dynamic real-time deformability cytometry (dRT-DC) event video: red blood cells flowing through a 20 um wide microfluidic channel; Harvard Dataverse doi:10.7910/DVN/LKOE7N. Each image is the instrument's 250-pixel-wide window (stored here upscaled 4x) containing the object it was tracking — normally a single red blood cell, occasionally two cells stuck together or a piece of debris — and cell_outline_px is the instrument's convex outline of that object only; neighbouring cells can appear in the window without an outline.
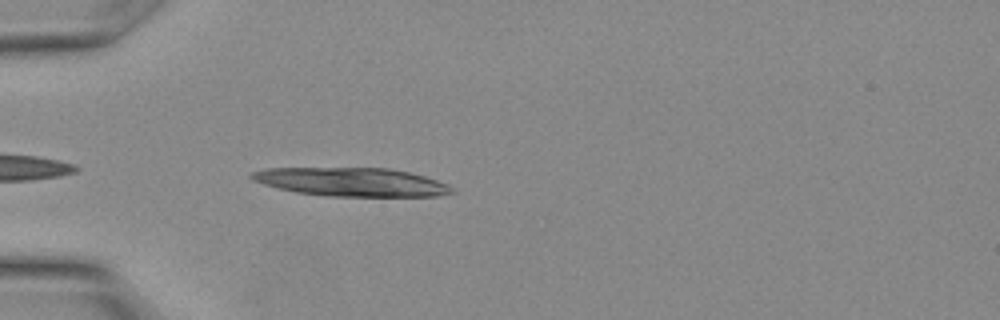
{"species": "Egyptian fruit bat (a non-hibernating species)", "species_latin": "Rousettus aegyptiacus", "temperature_condition": "warm", "stored_images_in_passage": 10, "camera_frame_rate_fps": 3000, "um_per_image_px": 0.085, "animal": {"sex": "female"}, "frame": {"image": 1, "passage_image": 6, "time_ms": 1.667, "image_size_px": [1000, 320], "cell_outline_px": [[456, 192], [436, 196], [328, 196], [296, 192], [276, 188], [252, 180], [248, 176], [252, 172], [268, 168], [388, 168], [408, 172], [424, 176], [448, 184], [456, 188]], "centroid_in_image_um": [29.89, 15.47], "position_along_channel_um": 55.1, "area_um2": 33.35}}